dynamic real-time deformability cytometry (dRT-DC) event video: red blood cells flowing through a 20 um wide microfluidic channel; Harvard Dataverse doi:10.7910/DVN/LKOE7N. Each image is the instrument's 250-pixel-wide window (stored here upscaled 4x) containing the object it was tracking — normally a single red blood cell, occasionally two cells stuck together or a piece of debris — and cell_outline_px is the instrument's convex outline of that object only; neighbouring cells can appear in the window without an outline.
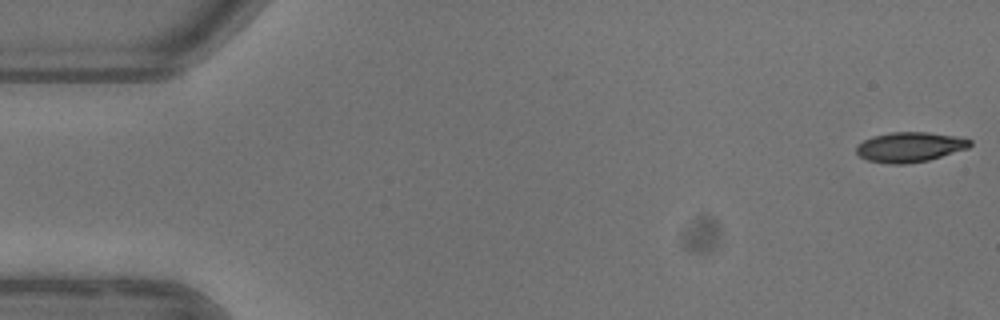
{"species": "common noctule bat (a hibernating species)", "species_latin": "Nyctalus noctula", "temperature_condition": "warm", "stored_images_in_passage": 5, "camera_frame_rate_fps": 3000, "um_per_image_px": 0.085, "animal": {"sex": "female"}, "frame": {"image": 1, "passage_image": 1, "time_ms": 0.0, "image_size_px": [1000, 320], "cell_outline_px": [[972, 144], [968, 148], [928, 160], [904, 164], [888, 164], [868, 160], [860, 156], [856, 152], [856, 144], [872, 136], [892, 132], [928, 132], [964, 136], [972, 140]], "centroid_in_image_um": [77.36, 12.48], "position_along_channel_um": 7.6, "area_um2": 20.06}}
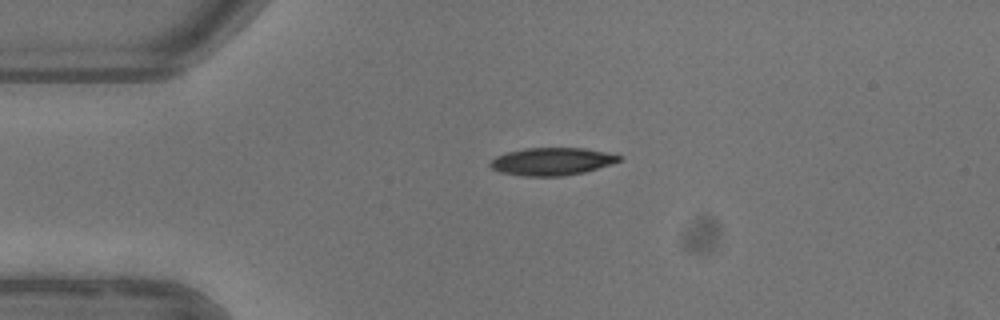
{"frame": {"image": 2, "passage_image": 4, "time_ms": 3.667, "image_size_px": [1000, 320], "cell_outline_px": [[624, 156], [620, 160], [612, 164], [584, 172], [564, 176], [524, 176], [500, 172], [492, 168], [488, 164], [496, 156], [508, 152], [524, 148], [584, 148]], "centroid_in_image_um": [46.91, 13.72], "position_along_channel_um": 38.1, "area_um2": 20.69}}